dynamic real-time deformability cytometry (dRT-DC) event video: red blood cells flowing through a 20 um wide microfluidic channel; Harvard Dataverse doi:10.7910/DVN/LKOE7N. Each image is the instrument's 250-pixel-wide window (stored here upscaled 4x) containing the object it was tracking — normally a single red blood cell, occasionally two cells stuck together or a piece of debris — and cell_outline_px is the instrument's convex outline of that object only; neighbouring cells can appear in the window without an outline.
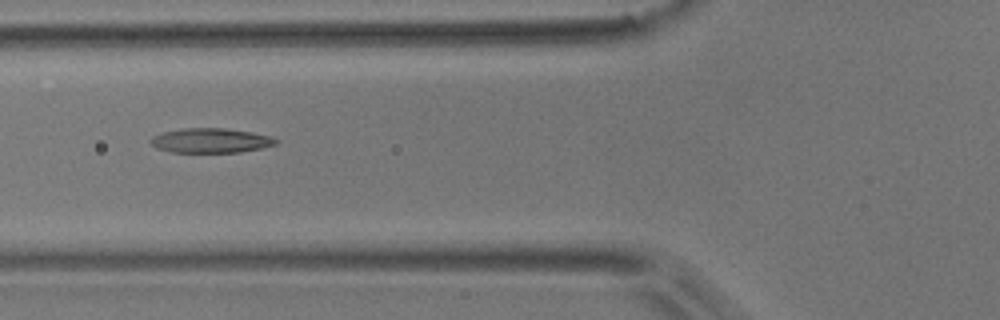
{"species": "common noctule bat (a hibernating species)", "species_latin": "Nyctalus noctula", "temperature_condition": "room temperature", "stored_images_in_passage": 4, "camera_frame_rate_fps": 3000, "um_per_image_px": 0.085, "animal": {"sex": "male", "body_mass_g": 17.9}, "frame": {"image": 1, "passage_image": 3, "time_ms": 0.667, "image_size_px": [1000, 320], "cell_outline_px": [[280, 140], [276, 144], [260, 148], [240, 152], [172, 152], [156, 148], [148, 140], [152, 136], [164, 132], [180, 128], [224, 128], [252, 132], [272, 136]], "centroid_in_image_um": [17.91, 11.94], "position_along_channel_um": 107.9, "area_um2": 18.03}}
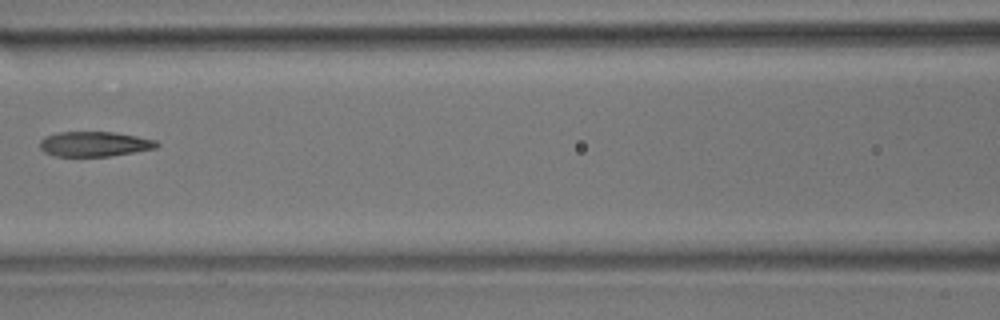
{"frame": {"image": 2, "passage_image": 4, "time_ms": 1.0, "image_size_px": [1000, 320], "cell_outline_px": [[160, 144], [156, 148], [108, 156], [52, 156], [44, 152], [40, 148], [40, 140], [44, 136], [56, 132], [116, 132], [156, 140]], "centroid_in_image_um": [7.99, 12.23], "position_along_channel_um": 158.6, "area_um2": 17.05}}